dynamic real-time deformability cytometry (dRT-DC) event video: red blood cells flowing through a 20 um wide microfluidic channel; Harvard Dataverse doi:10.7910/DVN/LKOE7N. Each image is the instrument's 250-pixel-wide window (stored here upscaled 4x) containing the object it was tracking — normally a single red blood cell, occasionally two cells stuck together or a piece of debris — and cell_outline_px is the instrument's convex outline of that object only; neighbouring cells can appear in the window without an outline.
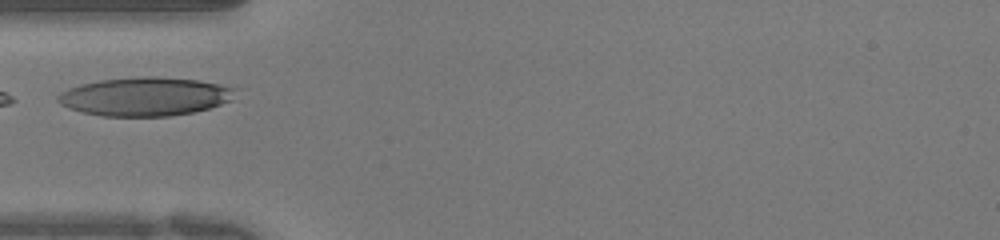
{"species": "human", "species_latin": "Homo sapiens", "temperature_condition": "warm", "stored_images_in_passage": 27, "camera_frame_rate_fps": 3000, "um_per_image_px": 0.085, "donor": {"sex": "female"}, "frame": {"image": 1, "passage_image": 1, "time_ms": 0.0, "image_size_px": [1000, 240], "cell_outline_px": [[236, 88], [232, 100], [208, 108], [192, 112], [168, 116], [100, 116], [80, 112], [68, 108], [60, 104], [56, 100], [56, 96], [60, 92], [68, 88], [80, 84], [100, 80], [144, 76], [156, 76], [196, 80]], "centroid_in_image_um": [12.26, 8.21], "position_along_channel_um": 72.7, "area_um2": 39.88}}
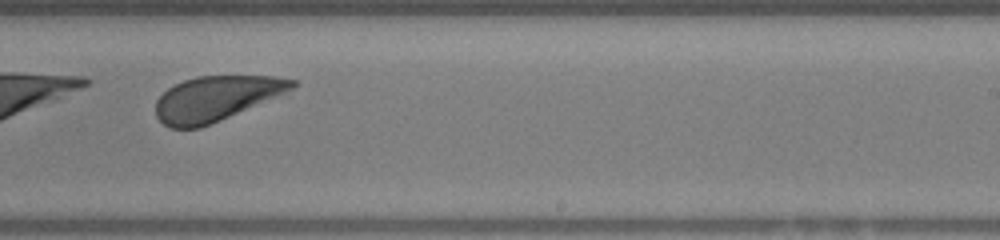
{"frame": {"image": 2, "passage_image": 16, "time_ms": 5.0, "image_size_px": [1000, 240], "cell_outline_px": [[296, 84], [292, 88], [220, 120], [200, 128], [172, 128], [164, 124], [156, 116], [156, 100], [168, 88], [184, 80], [196, 76], [276, 76], [296, 80]], "centroid_in_image_um": [18.29, 8.36], "position_along_channel_um": 270.7, "area_um2": 34.8}}